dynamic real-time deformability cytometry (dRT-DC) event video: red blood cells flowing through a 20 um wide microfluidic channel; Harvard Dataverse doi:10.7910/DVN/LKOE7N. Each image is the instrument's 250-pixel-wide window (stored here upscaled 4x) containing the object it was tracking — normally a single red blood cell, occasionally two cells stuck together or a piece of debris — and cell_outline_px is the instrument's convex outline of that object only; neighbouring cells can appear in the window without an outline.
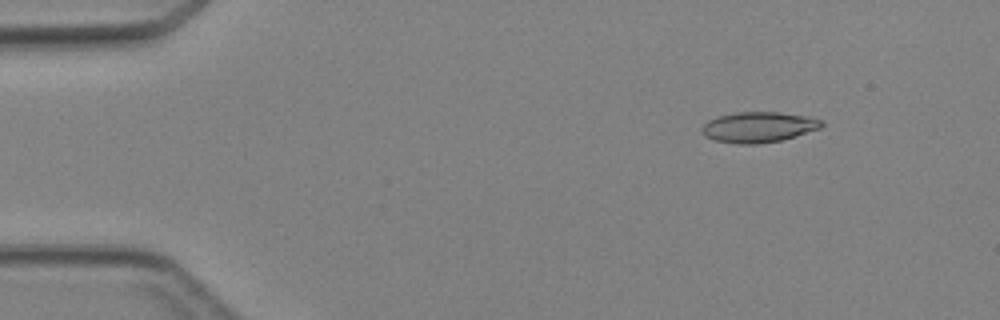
{"species": "Egyptian fruit bat (a non-hibernating species)", "species_latin": "Rousettus aegyptiacus", "temperature_condition": "cold", "stored_images_in_passage": 5, "camera_frame_rate_fps": 3000, "um_per_image_px": 0.085, "animal": {"sex": "female"}, "frame": {"image": 1, "passage_image": 2, "time_ms": 1.333, "image_size_px": [1000, 320], "cell_outline_px": [[824, 124], [820, 128], [780, 140], [756, 144], [736, 144], [716, 140], [704, 136], [700, 128], [708, 120], [720, 116], [736, 112], [780, 112], [808, 116], [820, 120]], "centroid_in_image_um": [64.44, 10.8], "position_along_channel_um": 20.6, "area_um2": 21.1}}
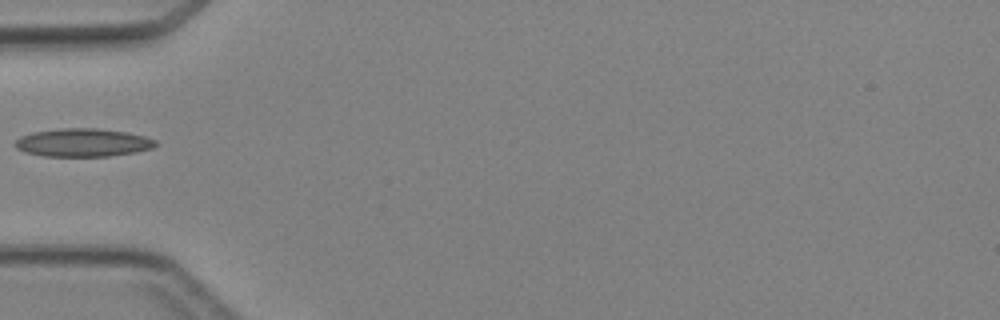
{"frame": {"image": 2, "passage_image": 5, "time_ms": 4.667, "image_size_px": [1000, 320], "cell_outline_px": [[160, 144], [152, 148], [136, 152], [108, 156], [44, 156], [24, 152], [16, 148], [12, 144], [20, 136], [32, 132], [60, 128], [96, 128], [124, 132], [144, 136], [156, 140]], "centroid_in_image_um": [7.02, 12.12], "position_along_channel_um": 78.0, "area_um2": 23.18}}